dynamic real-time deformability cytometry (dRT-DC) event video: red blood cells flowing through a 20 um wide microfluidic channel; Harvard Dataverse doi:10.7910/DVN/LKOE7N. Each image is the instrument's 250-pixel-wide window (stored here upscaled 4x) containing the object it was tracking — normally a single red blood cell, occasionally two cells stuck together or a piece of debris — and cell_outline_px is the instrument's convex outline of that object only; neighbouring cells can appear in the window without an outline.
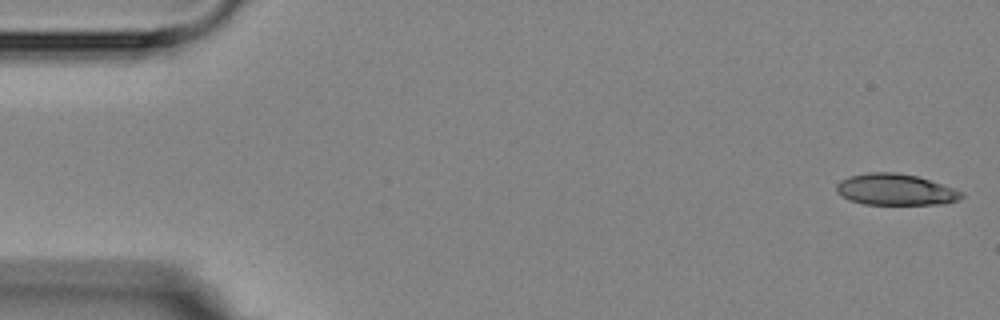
{"species": "Egyptian fruit bat (a non-hibernating species)", "species_latin": "Rousettus aegyptiacus", "temperature_condition": "room temperature", "stored_images_in_passage": 4, "camera_frame_rate_fps": 3000, "um_per_image_px": 0.085, "animal": {"sex": "female"}, "frame": {"image": 1, "passage_image": 1, "time_ms": 0.0, "image_size_px": [1000, 320], "cell_outline_px": [[964, 196], [960, 200], [944, 204], [864, 204], [852, 200], [836, 192], [836, 184], [840, 180], [848, 176], [868, 172], [896, 172], [916, 176], [964, 192]], "centroid_in_image_um": [76.11, 16.11], "position_along_channel_um": 8.9, "area_um2": 22.72}}
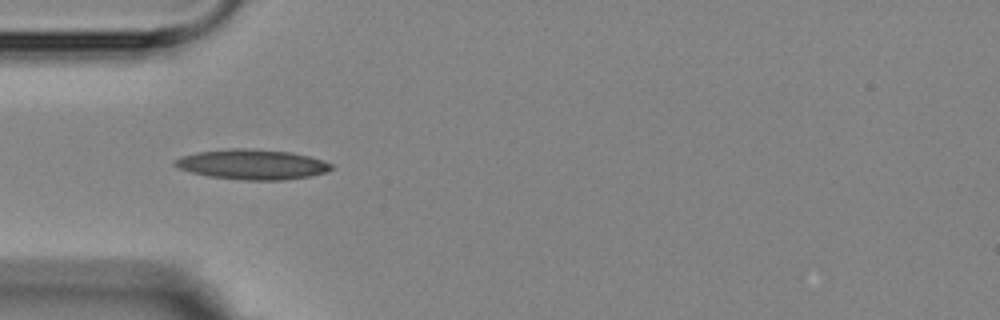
{"frame": {"image": 2, "passage_image": 4, "time_ms": 5.0, "image_size_px": [1000, 320], "cell_outline_px": [[336, 168], [324, 172], [308, 176], [280, 180], [244, 180], [208, 176], [192, 172], [180, 168], [172, 164], [172, 160], [180, 156], [196, 152], [228, 148], [252, 148], [292, 152], [324, 160], [332, 164]], "centroid_in_image_um": [21.41, 13.96], "position_along_channel_um": 63.6, "area_um2": 27.57}}